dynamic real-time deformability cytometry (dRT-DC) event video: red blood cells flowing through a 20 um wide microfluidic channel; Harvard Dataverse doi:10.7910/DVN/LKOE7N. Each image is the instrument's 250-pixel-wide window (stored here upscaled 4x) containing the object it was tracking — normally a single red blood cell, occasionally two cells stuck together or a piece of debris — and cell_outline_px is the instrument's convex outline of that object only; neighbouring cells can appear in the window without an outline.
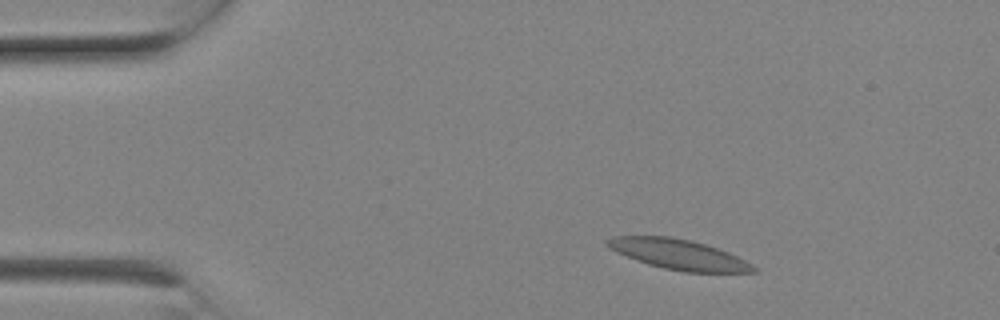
{"species": "Egyptian fruit bat (a non-hibernating species)", "species_latin": "Rousettus aegyptiacus", "temperature_condition": "room temperature", "stored_images_in_passage": 6, "camera_frame_rate_fps": 3000, "um_per_image_px": 0.085, "animal": {"sex": "female"}, "frame": {"image": 1, "passage_image": 2, "time_ms": 0.333, "image_size_px": [1000, 320], "cell_outline_px": [[756, 272], [684, 272], [664, 268], [648, 264], [636, 260], [616, 252], [608, 248], [604, 244], [604, 240], [612, 236], [672, 236], [692, 240], [728, 252], [752, 264], [756, 268]], "centroid_in_image_um": [57.62, 21.61], "position_along_channel_um": 27.4, "area_um2": 25.66}}
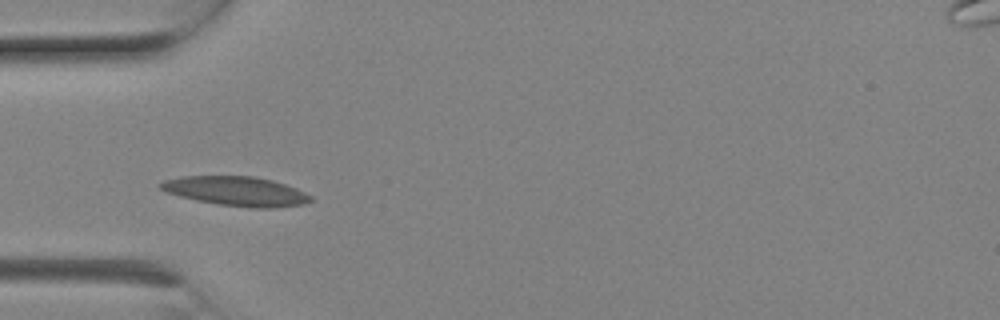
{"frame": {"image": 2, "passage_image": 5, "time_ms": 1.333, "image_size_px": [1000, 320], "cell_outline_px": [[312, 200], [304, 204], [272, 208], [256, 208], [216, 204], [196, 200], [164, 192], [156, 184], [164, 180], [180, 176], [252, 176], [272, 180], [296, 188], [312, 196]], "centroid_in_image_um": [20.04, 16.25], "position_along_channel_um": 65.0, "area_um2": 25.78}}
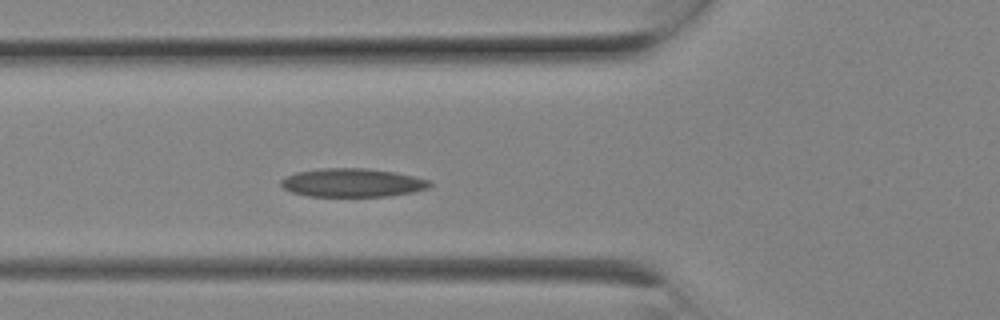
{"frame": {"image": 3, "passage_image": 6, "time_ms": 1.667, "image_size_px": [1000, 320], "cell_outline_px": [[432, 184], [428, 188], [412, 192], [388, 196], [308, 196], [292, 192], [284, 188], [280, 184], [280, 180], [284, 176], [296, 172], [320, 168], [368, 168], [392, 172], [412, 176], [428, 180]], "centroid_in_image_um": [29.9, 15.52], "position_along_channel_um": 95.9, "area_um2": 24.62}}